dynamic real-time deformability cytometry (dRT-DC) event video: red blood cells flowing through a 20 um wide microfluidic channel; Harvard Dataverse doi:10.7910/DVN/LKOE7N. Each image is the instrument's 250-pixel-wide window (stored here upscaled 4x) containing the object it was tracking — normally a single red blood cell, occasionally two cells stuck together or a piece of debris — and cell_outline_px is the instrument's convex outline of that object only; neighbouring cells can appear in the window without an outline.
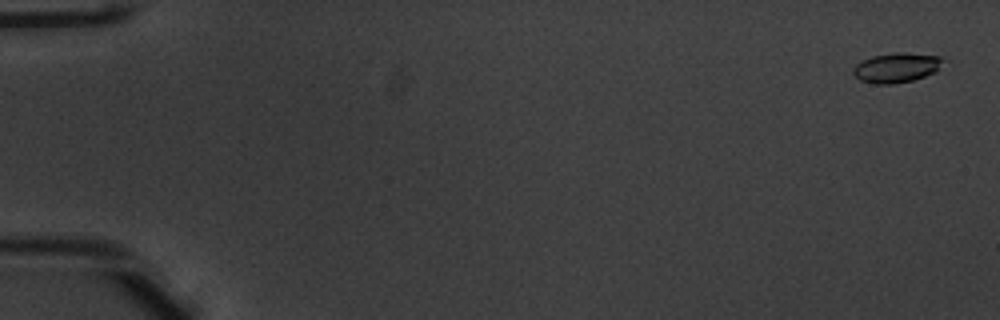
{"species": "common noctule bat (a hibernating species)", "species_latin": "Nyctalus noctula", "temperature_condition": "warm", "stored_images_in_passage": 53, "camera_frame_rate_fps": 3000, "um_per_image_px": 0.085, "animal": {"sex": "male", "body_mass_g": 20.1, "forearm_length_mm": 53.5}, "frame": {"image": 1, "passage_image": 2, "time_ms": 0.333, "image_size_px": [1000, 320], "cell_outline_px": [[940, 60], [936, 72], [912, 80], [892, 84], [876, 84], [860, 80], [852, 72], [852, 68], [856, 64], [872, 56], [892, 52], [904, 52], [940, 56]], "centroid_in_image_um": [76.14, 5.74], "position_along_channel_um": 8.9, "area_um2": 15.32}}
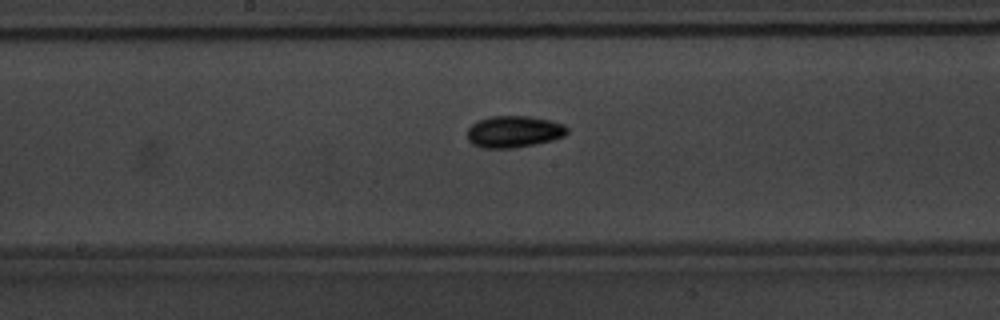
{"frame": {"image": 2, "passage_image": 29, "time_ms": 9.333, "image_size_px": [1000, 320], "cell_outline_px": [[568, 132], [564, 136], [552, 140], [536, 144], [516, 148], [480, 148], [472, 144], [468, 140], [468, 128], [472, 124], [480, 120], [492, 116], [528, 116], [548, 120], [564, 124], [568, 128]], "centroid_in_image_um": [43.68, 11.2], "position_along_channel_um": 204.5, "area_um2": 18.5}}
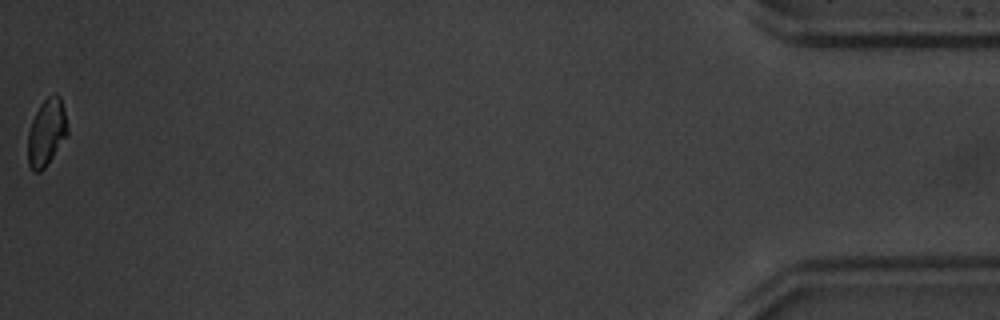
{"frame": {"image": 3, "passage_image": 53, "time_ms": 17.333, "image_size_px": [1000, 320], "cell_outline_px": [[68, 136], [44, 168], [40, 172], [32, 172], [28, 164], [28, 132], [32, 120], [40, 104], [48, 96], [56, 92], [60, 96], [68, 128]], "centroid_in_image_um": [3.96, 11.27], "position_along_channel_um": 431.2, "area_um2": 15.55}, "authors_computed_cell_mechanics": {"area_um2": 16.0684, "velocity_mm_per_s": 3.9501, "shape_relaxation_time_tau1_ms": 2.3128, "shape_relaxation_time_tau2_ms": 7.5841, "deformation_change_tau1": 0.1072, "deformation_change_tau2": 0.0961}}